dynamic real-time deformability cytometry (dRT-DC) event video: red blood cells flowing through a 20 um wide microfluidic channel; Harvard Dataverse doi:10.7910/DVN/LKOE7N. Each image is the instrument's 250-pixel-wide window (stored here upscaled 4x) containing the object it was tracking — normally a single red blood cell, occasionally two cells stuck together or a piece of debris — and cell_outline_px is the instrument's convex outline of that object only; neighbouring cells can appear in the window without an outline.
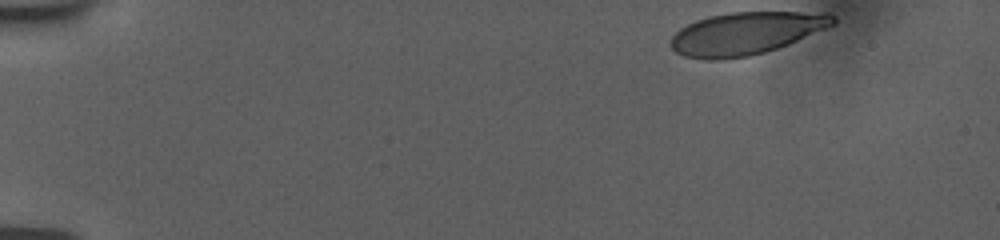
{"species": "human", "species_latin": "Homo sapiens", "temperature_condition": "room temperature", "stored_images_in_passage": 34, "camera_frame_rate_fps": 3000, "um_per_image_px": 0.085, "donor": {"sex": "female"}, "frame": {"image": 1, "passage_image": 1, "time_ms": 0.0, "image_size_px": [1000, 240], "cell_outline_px": [[836, 24], [788, 44], [764, 52], [748, 56], [716, 60], [708, 60], [684, 56], [676, 52], [672, 48], [672, 36], [680, 28], [696, 20], [708, 16], [732, 12], [828, 12], [836, 16]], "centroid_in_image_um": [63.44, 2.82], "position_along_channel_um": 21.6, "area_um2": 40.11}}
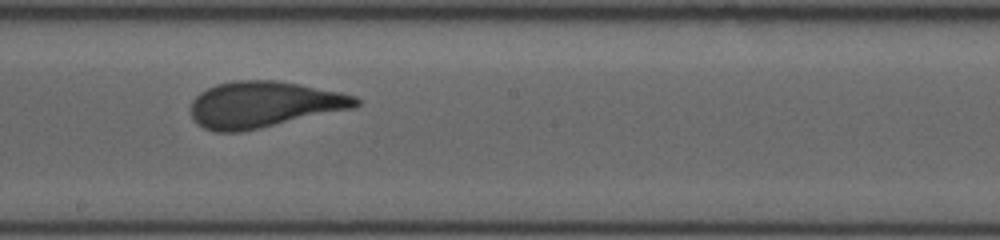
{"frame": {"image": 2, "passage_image": 19, "time_ms": 8.667, "image_size_px": [1000, 240], "cell_outline_px": [[360, 104], [356, 108], [240, 132], [216, 132], [204, 128], [196, 124], [192, 116], [192, 100], [200, 92], [216, 84], [232, 80], [276, 80], [300, 84], [340, 92], [356, 96], [360, 100]], "centroid_in_image_um": [22.44, 8.88], "position_along_channel_um": 225.8, "area_um2": 44.56}}
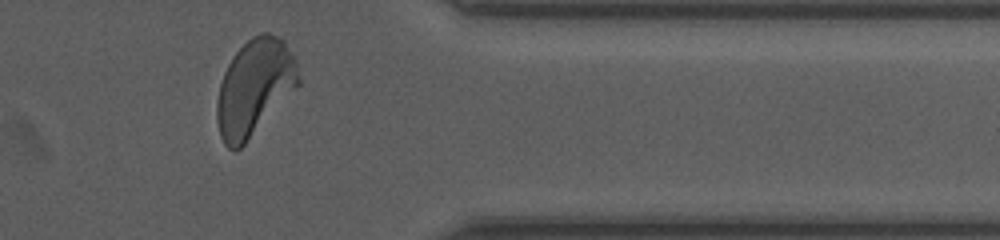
{"frame": {"image": 3, "passage_image": 32, "time_ms": 13.333, "image_size_px": [1000, 240], "cell_outline_px": [[300, 84], [244, 144], [236, 152], [228, 148], [224, 144], [220, 136], [216, 120], [216, 104], [220, 84], [224, 72], [232, 56], [252, 36], [260, 32], [268, 32], [280, 36], [284, 40], [296, 64], [300, 80]], "centroid_in_image_um": [21.61, 7.43], "position_along_channel_um": 389.8, "area_um2": 45.55}, "authors_computed_cell_mechanics": {"area_um2": 43.7546, "velocity_mm_per_s": 3.738, "shape_relaxation_time_tau1_ms": 4.1007, "shape_relaxation_time_tau2_ms": null, "deformation_change_tau1": 0.164, "deformation_change_tau2": null}}